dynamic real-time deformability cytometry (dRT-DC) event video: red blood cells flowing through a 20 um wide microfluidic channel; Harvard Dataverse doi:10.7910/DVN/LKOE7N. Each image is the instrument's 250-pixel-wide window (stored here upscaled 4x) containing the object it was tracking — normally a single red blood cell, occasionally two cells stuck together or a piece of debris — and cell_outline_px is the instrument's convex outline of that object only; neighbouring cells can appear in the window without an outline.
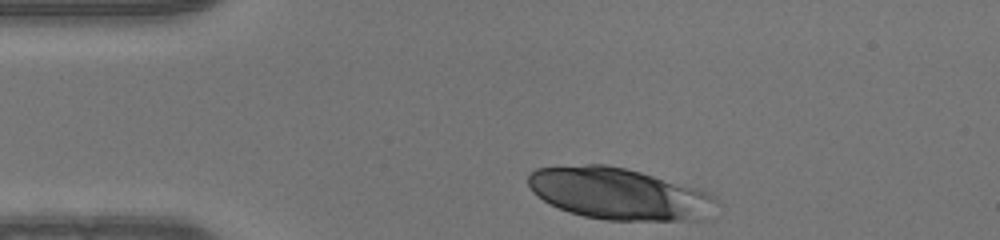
{"species": "human", "species_latin": "Homo sapiens", "temperature_condition": "warm", "stored_images_in_passage": 31, "camera_frame_rate_fps": 3000, "um_per_image_px": 0.085, "donor": {"sex": "male"}, "frame": {"image": 1, "passage_image": 1, "time_ms": 0.0, "image_size_px": [1000, 240], "cell_outline_px": [[720, 204], [716, 216], [704, 220], [604, 220], [584, 216], [568, 212], [544, 200], [532, 192], [528, 184], [528, 176], [536, 168], [584, 164], [604, 164], [624, 168], [640, 172], [700, 188], [716, 196], [720, 200]], "centroid_in_image_um": [52.75, 16.49], "position_along_channel_um": 32.2, "area_um2": 57.51}}
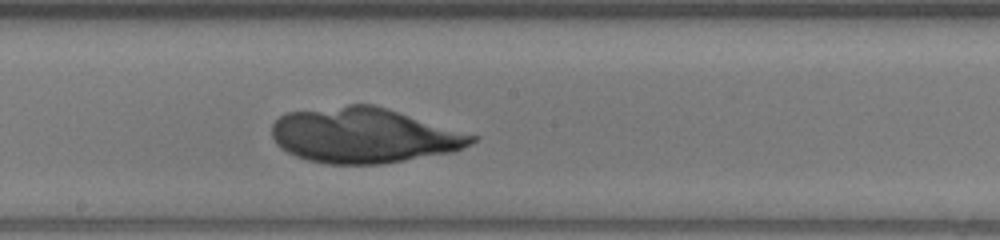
{"frame": {"image": 2, "passage_image": 18, "time_ms": 5.667, "image_size_px": [1000, 240], "cell_outline_px": [[480, 136], [472, 144], [452, 152], [380, 164], [328, 164], [308, 160], [296, 156], [280, 148], [276, 144], [272, 136], [272, 124], [280, 116], [288, 112], [348, 104], [372, 104], [388, 108]], "centroid_in_image_um": [30.94, 11.5], "position_along_channel_um": 217.3, "area_um2": 64.5}}
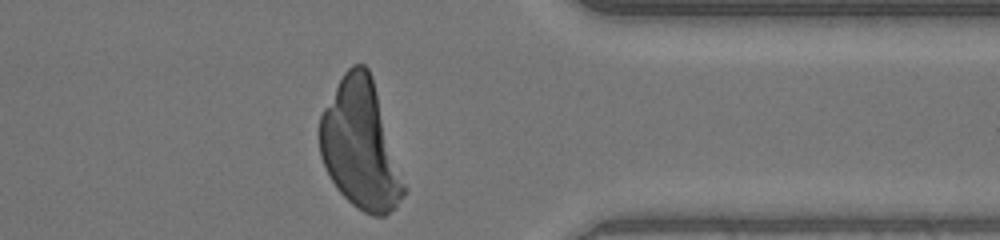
{"frame": {"image": 3, "passage_image": 31, "time_ms": 10.0, "image_size_px": [1000, 240], "cell_outline_px": [[408, 188], [404, 196], [396, 208], [384, 216], [372, 216], [356, 208], [336, 188], [320, 156], [320, 116], [324, 108], [344, 72], [352, 64], [364, 64], [368, 68], [372, 76]], "centroid_in_image_um": [30.68, 12.36], "position_along_channel_um": 380.7, "area_um2": 63.29}}